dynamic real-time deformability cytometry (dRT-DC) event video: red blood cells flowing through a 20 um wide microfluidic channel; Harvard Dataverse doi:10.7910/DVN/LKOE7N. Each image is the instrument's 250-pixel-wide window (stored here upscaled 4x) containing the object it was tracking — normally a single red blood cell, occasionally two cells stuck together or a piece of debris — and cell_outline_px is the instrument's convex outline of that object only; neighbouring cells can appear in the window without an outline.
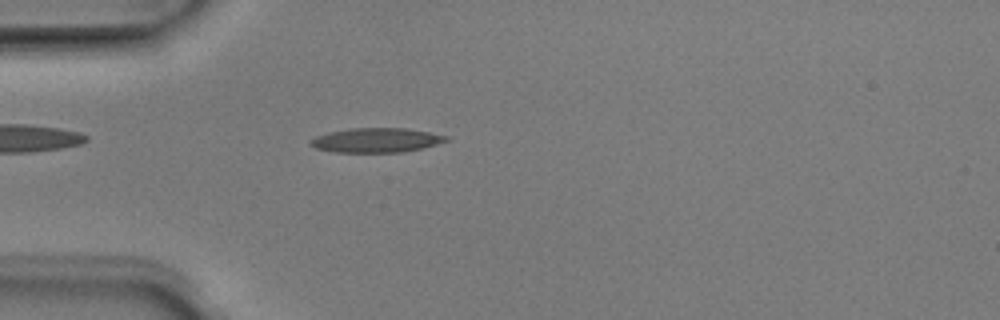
{"species": "Egyptian fruit bat (a non-hibernating species)", "species_latin": "Rousettus aegyptiacus", "temperature_condition": "room temperature", "stored_images_in_passage": 3, "camera_frame_rate_fps": 3000, "um_per_image_px": 0.085, "animal": {"sex": "male"}, "frame": {"image": 1, "passage_image": 3, "time_ms": 0.667, "image_size_px": [1000, 320], "cell_outline_px": [[448, 140], [436, 144], [404, 152], [336, 152], [316, 148], [308, 144], [308, 140], [316, 136], [328, 132], [352, 128], [404, 128], [428, 132], [448, 136]], "centroid_in_image_um": [31.93, 11.91], "position_along_channel_um": 53.1, "area_um2": 19.19}}